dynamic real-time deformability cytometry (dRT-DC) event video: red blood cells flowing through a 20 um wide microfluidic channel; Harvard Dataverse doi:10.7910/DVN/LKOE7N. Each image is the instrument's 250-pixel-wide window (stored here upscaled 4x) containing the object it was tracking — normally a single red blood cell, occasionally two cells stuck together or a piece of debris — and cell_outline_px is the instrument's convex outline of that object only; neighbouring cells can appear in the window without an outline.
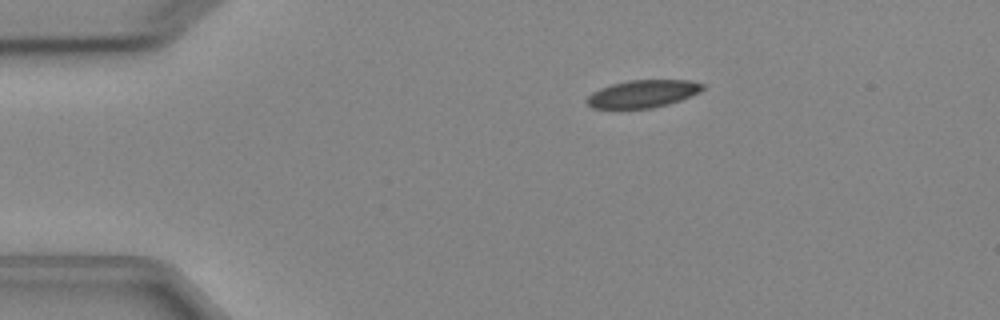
{"species": "Egyptian fruit bat (a non-hibernating species)", "species_latin": "Rousettus aegyptiacus", "temperature_condition": "cold", "stored_images_in_passage": 3, "camera_frame_rate_fps": 3000, "um_per_image_px": 0.085, "animal": {"sex": "female"}, "frame": {"image": 1, "passage_image": 1, "time_ms": 0.0, "image_size_px": [1000, 320], "cell_outline_px": [[704, 88], [700, 92], [680, 100], [668, 104], [652, 108], [592, 108], [588, 104], [588, 96], [592, 92], [600, 88], [612, 84], [628, 80], [688, 80], [704, 84]], "centroid_in_image_um": [54.65, 7.96], "position_along_channel_um": 30.3, "area_um2": 18.44}}